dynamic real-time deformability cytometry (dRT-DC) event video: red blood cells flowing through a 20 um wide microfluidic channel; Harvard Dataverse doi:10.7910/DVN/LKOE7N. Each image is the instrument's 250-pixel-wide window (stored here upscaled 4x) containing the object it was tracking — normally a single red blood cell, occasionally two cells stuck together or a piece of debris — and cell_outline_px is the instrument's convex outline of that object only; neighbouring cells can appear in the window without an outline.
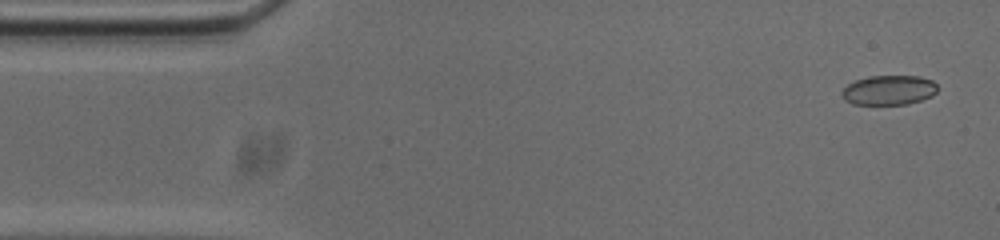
{"species": "common noctule bat (a hibernating species)", "species_latin": "Nyctalus noctula", "temperature_condition": "cold", "stored_images_in_passage": 48, "camera_frame_rate_fps": 3000, "um_per_image_px": 0.085, "animal": {"sex": "male", "body_mass_g": 20.0, "forearm_length_mm": 53.3}, "frame": {"image": 1, "passage_image": 1, "time_ms": 0.0, "image_size_px": [1000, 240], "cell_outline_px": [[936, 92], [932, 96], [908, 104], [852, 104], [844, 100], [840, 96], [840, 92], [848, 84], [856, 80], [868, 76], [920, 76], [932, 80], [936, 84]], "centroid_in_image_um": [75.52, 7.66], "position_along_channel_um": 9.5, "area_um2": 16.59}}
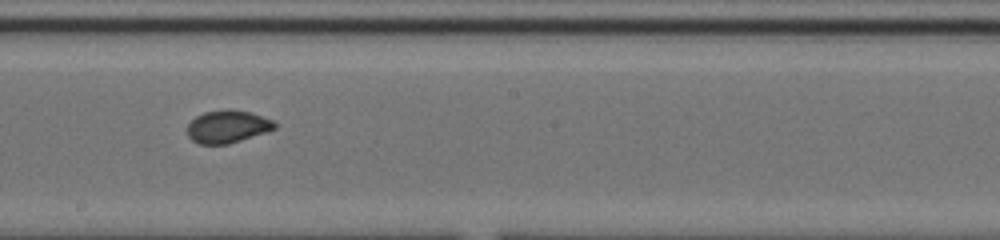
{"frame": {"image": 2, "passage_image": 27, "time_ms": 8.667, "image_size_px": [1000, 240], "cell_outline_px": [[276, 128], [228, 144], [200, 144], [192, 140], [188, 136], [188, 124], [196, 116], [204, 112], [248, 112], [272, 120], [276, 124]], "centroid_in_image_um": [19.3, 10.8], "position_along_channel_um": 228.9, "area_um2": 15.72}}
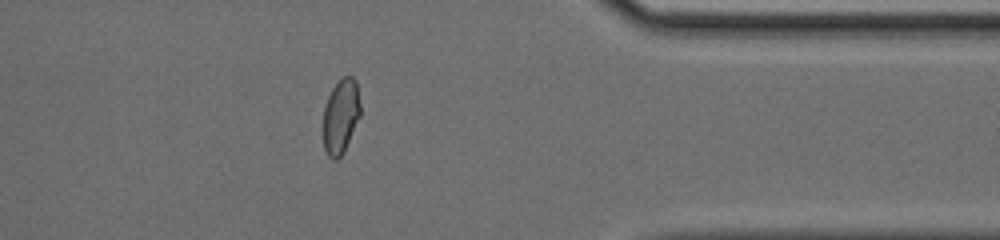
{"frame": {"image": 3, "passage_image": 41, "time_ms": 13.333, "image_size_px": [1000, 240], "cell_outline_px": [[360, 116], [344, 152], [336, 160], [332, 160], [328, 156], [324, 148], [324, 108], [328, 96], [332, 88], [344, 76], [352, 76], [356, 80], [360, 104]], "centroid_in_image_um": [28.97, 9.89], "position_along_channel_um": 382.4, "area_um2": 16.07}}